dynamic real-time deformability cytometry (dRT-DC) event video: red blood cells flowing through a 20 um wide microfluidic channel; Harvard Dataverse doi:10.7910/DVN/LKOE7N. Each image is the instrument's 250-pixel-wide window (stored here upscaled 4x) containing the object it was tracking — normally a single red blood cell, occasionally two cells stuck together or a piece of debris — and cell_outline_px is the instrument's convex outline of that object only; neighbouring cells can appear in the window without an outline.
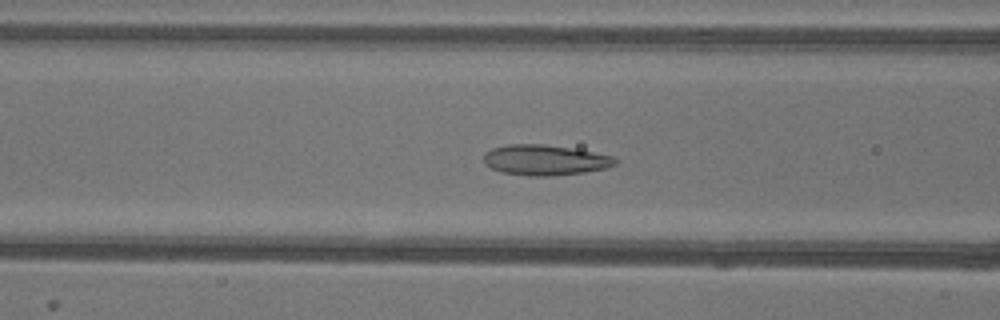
{"species": "common noctule bat (a hibernating species)", "species_latin": "Nyctalus noctula", "temperature_condition": "warm", "stored_images_in_passage": 52, "camera_frame_rate_fps": 3000, "um_per_image_px": 0.085, "animal": {"sex": "female"}, "frame": {"image": 1, "passage_image": 20, "time_ms": 6.333, "image_size_px": [1000, 320], "cell_outline_px": [[616, 164], [608, 168], [584, 172], [552, 176], [528, 176], [504, 172], [492, 168], [484, 164], [484, 152], [492, 148], [508, 144], [544, 144], [616, 156]], "centroid_in_image_um": [46.32, 13.6], "position_along_channel_um": 120.3, "area_um2": 23.29}}
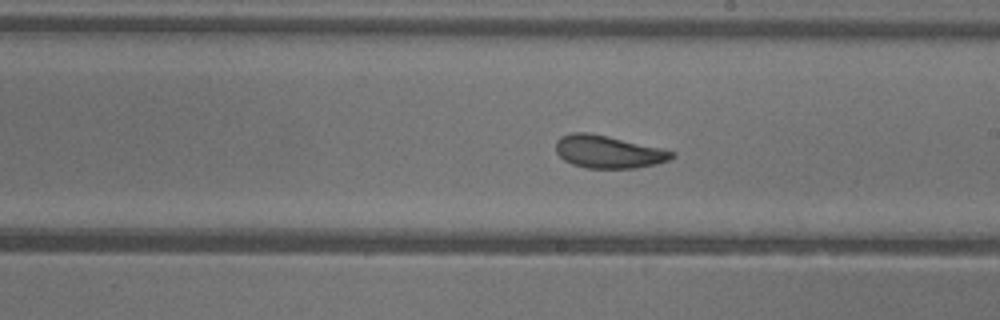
{"frame": {"image": 2, "passage_image": 29, "time_ms": 9.333, "image_size_px": [1000, 320], "cell_outline_px": [[676, 156], [668, 160], [656, 164], [636, 168], [588, 168], [572, 164], [564, 160], [556, 152], [556, 140], [560, 136], [572, 132], [588, 132], [608, 136], [664, 148], [676, 152]], "centroid_in_image_um": [51.73, 12.89], "position_along_channel_um": 237.3, "area_um2": 22.31}}
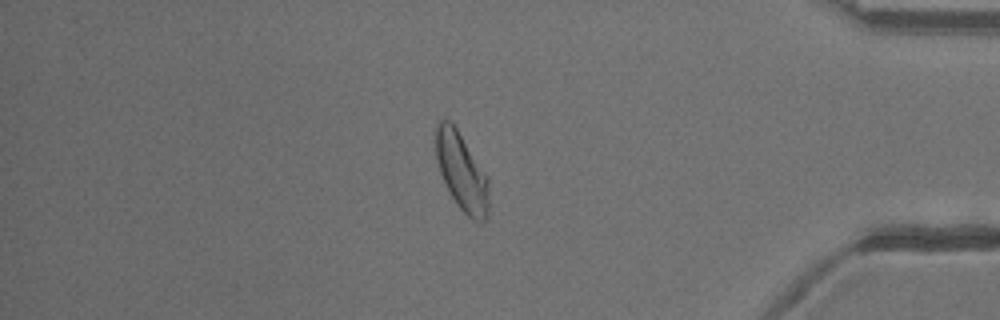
{"frame": {"image": 3, "passage_image": 44, "time_ms": 14.333, "image_size_px": [1000, 320], "cell_outline_px": [[488, 216], [484, 220], [472, 220], [456, 204], [444, 184], [436, 160], [436, 124], [440, 120], [448, 120], [456, 128], [488, 176]], "centroid_in_image_um": [39.23, 14.61], "position_along_channel_um": 396.0, "area_um2": 23.87}, "authors_computed_cell_mechanics": {"area_um2": 23.8136, "velocity_mm_per_s": 3.9081, "shape_relaxation_time_tau1_ms": 10.7175, "shape_relaxation_time_tau2_ms": 1.5585, "deformation_change_tau1": 0.2133, "deformation_change_tau2": 0.0803}}